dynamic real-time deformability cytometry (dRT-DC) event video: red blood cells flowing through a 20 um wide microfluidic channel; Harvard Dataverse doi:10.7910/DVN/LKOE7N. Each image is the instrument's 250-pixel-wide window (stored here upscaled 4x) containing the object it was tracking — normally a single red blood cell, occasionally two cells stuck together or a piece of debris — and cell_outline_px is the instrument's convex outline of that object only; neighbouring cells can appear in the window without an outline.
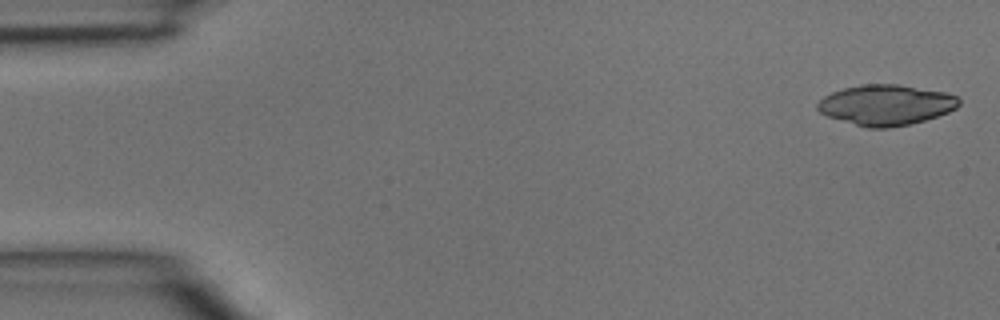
{"species": "common noctule bat (a hibernating species)", "species_latin": "Nyctalus noctula", "temperature_condition": "room temperature", "stored_images_in_passage": 4, "camera_frame_rate_fps": 3000, "um_per_image_px": 0.085, "animal": {"sex": "male", "body_mass_g": 15.6}, "frame": {"image": 1, "passage_image": 1, "time_ms": 0.0, "image_size_px": [1000, 320], "cell_outline_px": [[960, 104], [956, 108], [948, 112], [924, 120], [908, 124], [888, 128], [868, 128], [828, 116], [820, 112], [816, 108], [816, 104], [824, 96], [832, 92], [844, 88], [860, 84], [896, 84], [948, 92], [956, 96], [960, 100]], "centroid_in_image_um": [75.31, 8.91], "position_along_channel_um": 9.7, "area_um2": 33.23}}